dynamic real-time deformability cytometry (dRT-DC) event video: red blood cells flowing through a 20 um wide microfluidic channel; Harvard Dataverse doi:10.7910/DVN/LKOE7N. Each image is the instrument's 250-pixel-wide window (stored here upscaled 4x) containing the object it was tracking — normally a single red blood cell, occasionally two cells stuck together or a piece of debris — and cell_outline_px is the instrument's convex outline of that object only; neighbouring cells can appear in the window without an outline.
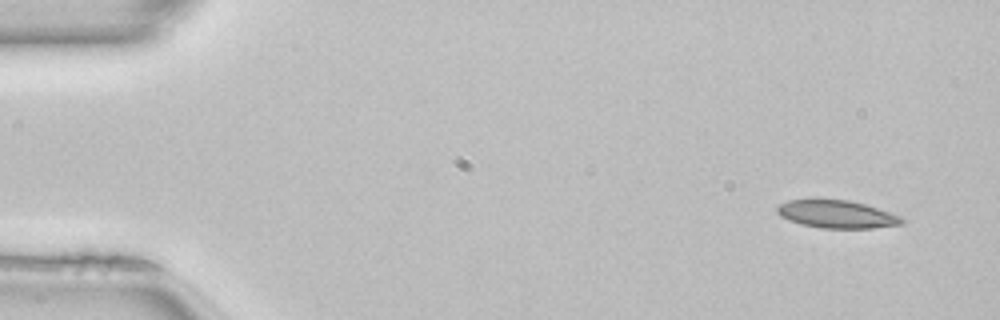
{"species": "common noctule bat (a hibernating species)", "species_latin": "Nyctalus noctula", "temperature_condition": "room temperature", "stored_images_in_passage": 47, "camera_frame_rate_fps": 3000, "um_per_image_px": 0.085, "animal": {"sex": "female", "body_mass_g": 22.7, "forearm_length_mm": 54.2}, "frame": {"image": 1, "passage_image": 1, "time_ms": 0.0, "image_size_px": [1000, 320], "cell_outline_px": [[904, 224], [872, 228], [820, 228], [800, 224], [788, 220], [780, 216], [776, 212], [776, 208], [780, 204], [788, 200], [848, 200], [864, 204], [900, 216], [904, 220]], "centroid_in_image_um": [71.1, 18.22], "position_along_channel_um": 13.9, "area_um2": 20.0}}
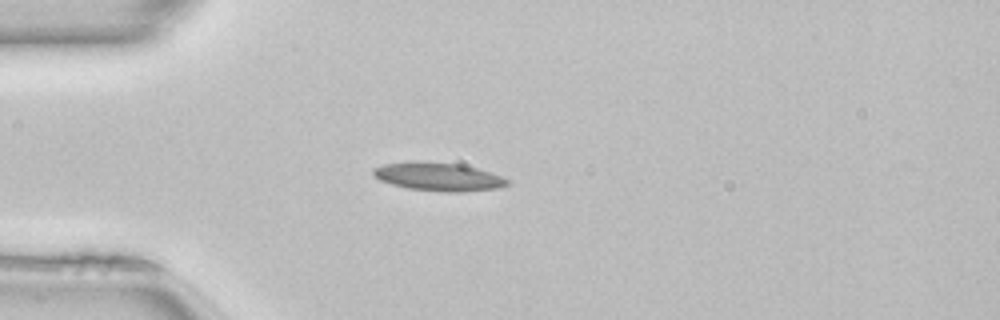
{"frame": {"image": 2, "passage_image": 11, "time_ms": 3.333, "image_size_px": [1000, 320], "cell_outline_px": [[508, 184], [500, 188], [464, 192], [440, 192], [408, 188], [392, 184], [380, 180], [372, 176], [372, 168], [384, 164], [460, 164], [476, 168], [500, 176], [508, 180]], "centroid_in_image_um": [37.29, 15.08], "position_along_channel_um": 47.7, "area_um2": 21.21}}
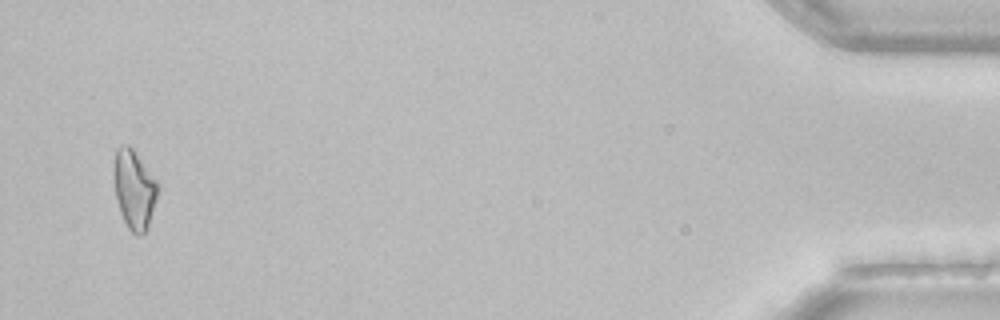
{"frame": {"image": 3, "passage_image": 46, "time_ms": 15.0, "image_size_px": [1000, 320], "cell_outline_px": [[160, 188], [148, 224], [144, 232], [140, 236], [136, 236], [128, 228], [120, 212], [116, 196], [112, 172], [112, 164], [116, 148], [124, 144], [128, 144], [136, 152], [160, 184]], "centroid_in_image_um": [11.39, 16.04], "position_along_channel_um": 423.8, "area_um2": 20.58}, "authors_computed_cell_mechanics": {"area_um2": 19.7098, "velocity_mm_per_s": 4.0958, "shape_relaxation_time_tau1_ms": 6.7691, "shape_relaxation_time_tau2_ms": 8.3899, "deformation_change_tau1": 0.1704, "deformation_change_tau2": 0.2124}}